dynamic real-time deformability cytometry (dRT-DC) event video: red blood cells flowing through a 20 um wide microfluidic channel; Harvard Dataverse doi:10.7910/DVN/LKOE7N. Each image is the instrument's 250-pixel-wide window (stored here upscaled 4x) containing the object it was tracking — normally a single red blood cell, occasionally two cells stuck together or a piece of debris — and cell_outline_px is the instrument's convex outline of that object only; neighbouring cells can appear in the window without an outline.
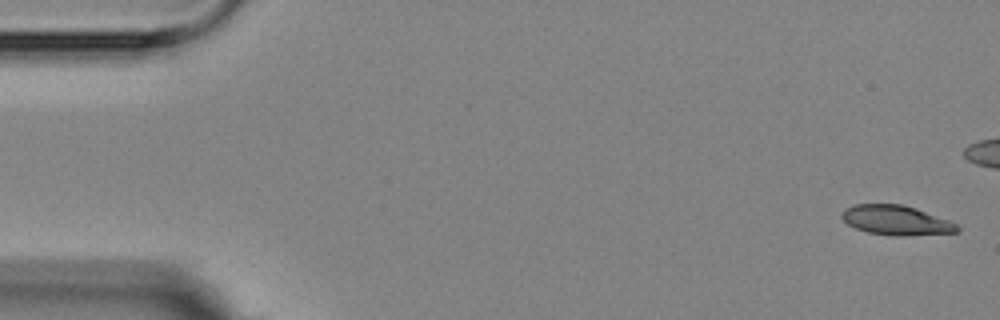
{"species": "Egyptian fruit bat (a non-hibernating species)", "species_latin": "Rousettus aegyptiacus", "temperature_condition": "room temperature", "stored_images_in_passage": 6, "camera_frame_rate_fps": 3000, "um_per_image_px": 0.085, "animal": {"sex": "female"}, "frame": {"image": 1, "passage_image": 1, "time_ms": 0.0, "image_size_px": [1000, 320], "cell_outline_px": [[960, 232], [904, 236], [896, 236], [868, 232], [856, 228], [848, 224], [840, 216], [844, 208], [852, 204], [900, 204], [916, 208], [948, 220], [956, 224], [960, 228]], "centroid_in_image_um": [76.16, 18.72], "position_along_channel_um": 8.8, "area_um2": 19.94}}